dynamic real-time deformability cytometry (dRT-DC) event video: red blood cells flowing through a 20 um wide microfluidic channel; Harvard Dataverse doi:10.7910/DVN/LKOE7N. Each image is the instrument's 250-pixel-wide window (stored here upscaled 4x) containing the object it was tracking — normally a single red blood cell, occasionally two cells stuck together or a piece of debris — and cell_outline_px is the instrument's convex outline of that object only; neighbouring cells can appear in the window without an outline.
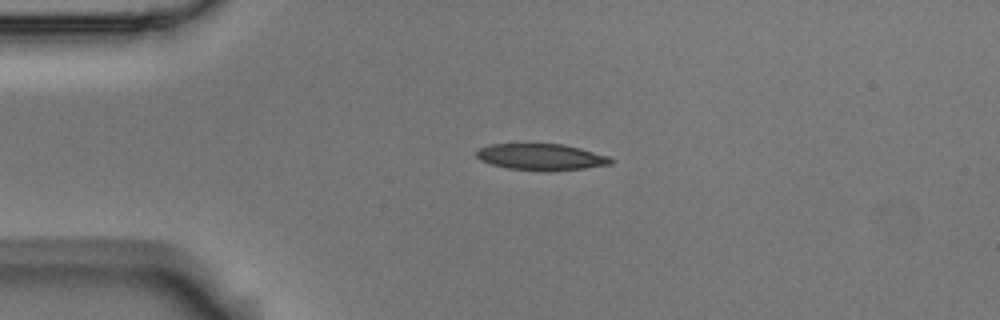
{"species": "Egyptian fruit bat (a non-hibernating species)", "species_latin": "Rousettus aegyptiacus", "temperature_condition": "room temperature", "stored_images_in_passage": 44, "camera_frame_rate_fps": 3000, "um_per_image_px": 0.085, "animal": {"sex": "male"}, "frame": {"image": 1, "passage_image": 1, "time_ms": 0.0, "image_size_px": [1000, 320], "cell_outline_px": [[616, 160], [612, 164], [584, 168], [548, 172], [508, 168], [492, 164], [480, 160], [476, 156], [476, 152], [480, 148], [488, 144], [564, 144], [580, 148], [608, 156]], "centroid_in_image_um": [46.03, 13.35], "position_along_channel_um": 39.0, "area_um2": 20.81}}
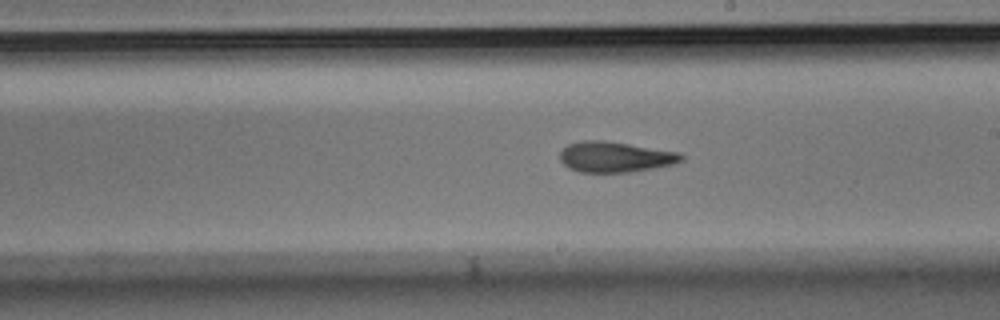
{"frame": {"image": 2, "passage_image": 20, "time_ms": 6.333, "image_size_px": [1000, 320], "cell_outline_px": [[684, 160], [676, 164], [656, 168], [628, 172], [580, 172], [568, 168], [560, 160], [560, 152], [568, 144], [580, 140], [600, 140], [628, 144], [680, 152], [684, 156]], "centroid_in_image_um": [52.31, 13.34], "position_along_channel_um": 236.7, "area_um2": 21.73}}
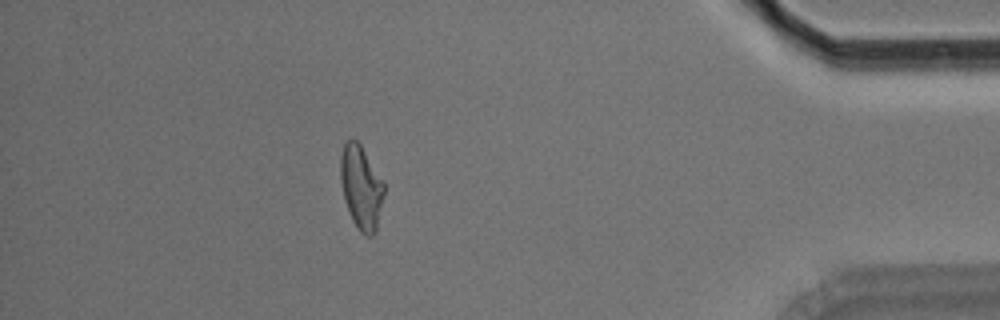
{"frame": {"image": 3, "passage_image": 38, "time_ms": 12.333, "image_size_px": [1000, 320], "cell_outline_px": [[384, 192], [376, 232], [372, 236], [364, 236], [356, 228], [352, 220], [344, 200], [340, 180], [340, 156], [344, 144], [352, 136], [360, 144], [384, 180]], "centroid_in_image_um": [30.69, 15.92], "position_along_channel_um": 404.5, "area_um2": 21.56}, "authors_computed_cell_mechanics": {"area_um2": 21.386, "velocity_mm_per_s": 3.5523, "shape_relaxation_time_tau1_ms": null, "shape_relaxation_time_tau2_ms": 2.1963, "deformation_change_tau1": null, "deformation_change_tau2": 0.0993}}